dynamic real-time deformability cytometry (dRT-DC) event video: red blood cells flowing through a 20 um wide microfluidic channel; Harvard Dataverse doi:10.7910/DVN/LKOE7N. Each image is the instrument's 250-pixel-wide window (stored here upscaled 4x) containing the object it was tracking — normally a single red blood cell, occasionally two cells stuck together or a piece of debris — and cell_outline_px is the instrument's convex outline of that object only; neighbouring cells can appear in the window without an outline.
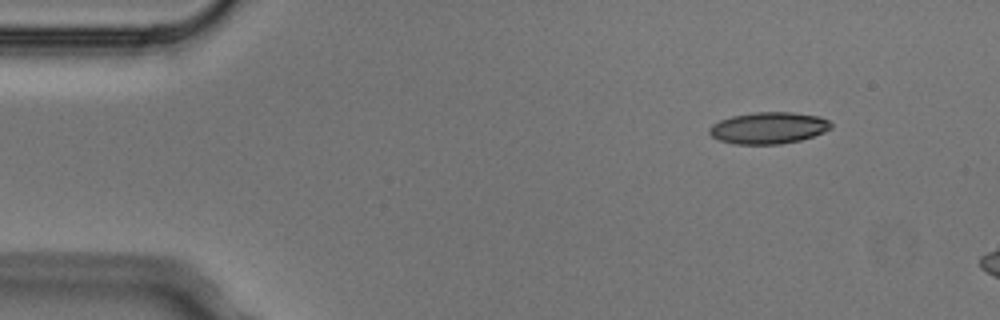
{"species": "Egyptian fruit bat (a non-hibernating species)", "species_latin": "Rousettus aegyptiacus", "temperature_condition": "cold", "stored_images_in_passage": 4, "camera_frame_rate_fps": 3000, "um_per_image_px": 0.085, "animal": {"sex": "male"}, "frame": {"image": 1, "passage_image": 2, "time_ms": 0.333, "image_size_px": [1000, 320], "cell_outline_px": [[832, 128], [824, 132], [800, 140], [780, 144], [736, 144], [720, 140], [712, 136], [708, 132], [708, 128], [712, 124], [720, 120], [732, 116], [756, 112], [792, 112], [820, 116], [828, 120], [832, 124]], "centroid_in_image_um": [65.33, 10.87], "position_along_channel_um": 19.7, "area_um2": 22.43}}